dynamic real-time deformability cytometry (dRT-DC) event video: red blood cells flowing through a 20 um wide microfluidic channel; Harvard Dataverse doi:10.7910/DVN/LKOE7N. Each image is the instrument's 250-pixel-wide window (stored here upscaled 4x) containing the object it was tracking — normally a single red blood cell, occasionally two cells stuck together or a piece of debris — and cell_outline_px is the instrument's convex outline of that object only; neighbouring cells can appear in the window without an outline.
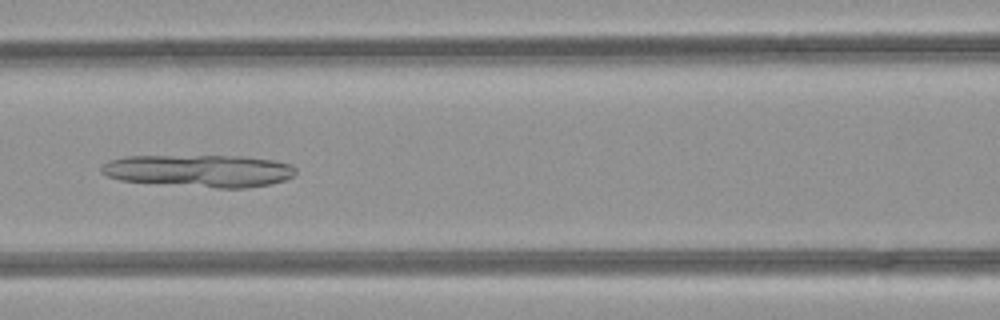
{"species": "common noctule bat (a hibernating species)", "species_latin": "Nyctalus noctula", "temperature_condition": "room temperature", "stored_images_in_passage": 45, "camera_frame_rate_fps": 3000, "um_per_image_px": 0.085, "animal": {"sex": "female", "body_mass_g": 21.9}, "frame": {"image": 1, "passage_image": 18, "time_ms": 5.667, "image_size_px": [1000, 320], "cell_outline_px": [[296, 172], [292, 176], [284, 180], [268, 184], [244, 188], [216, 188], [120, 180], [108, 176], [100, 172], [100, 168], [104, 164], [112, 160], [124, 156], [244, 156], [272, 160], [292, 164], [296, 168]], "centroid_in_image_um": [16.96, 14.51], "position_along_channel_um": 149.6, "area_um2": 36.47}}
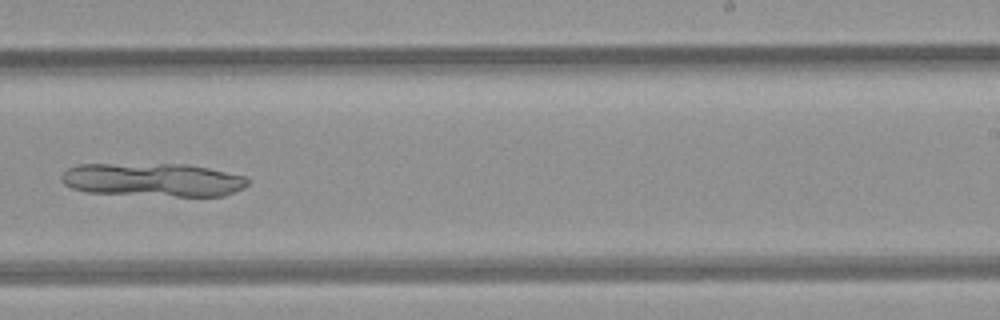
{"frame": {"image": 2, "passage_image": 27, "time_ms": 8.667, "image_size_px": [1000, 320], "cell_outline_px": [[248, 184], [244, 188], [224, 196], [176, 196], [88, 192], [72, 188], [64, 184], [60, 180], [60, 176], [68, 168], [76, 164], [188, 164], [208, 168], [244, 176], [248, 180]], "centroid_in_image_um": [12.99, 15.28], "position_along_channel_um": 276.0, "area_um2": 36.3}}
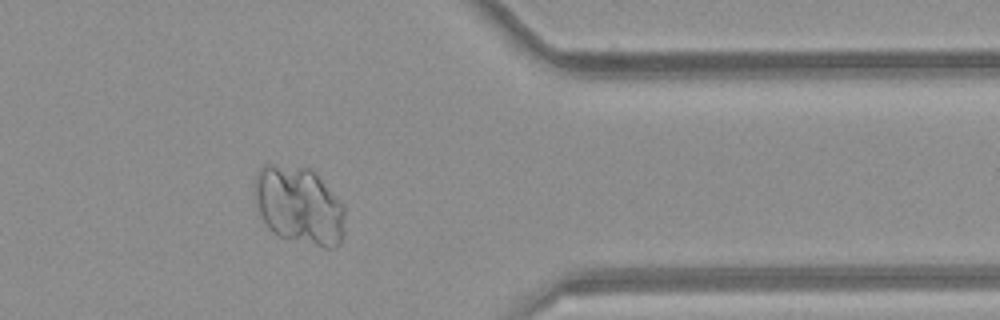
{"frame": {"image": 3, "passage_image": 36, "time_ms": 11.667, "image_size_px": [1000, 320], "cell_outline_px": [[344, 236], [340, 244], [336, 248], [324, 248], [280, 236], [268, 228], [260, 220], [256, 208], [256, 172], [264, 164], [272, 164], [308, 168], [344, 204]], "centroid_in_image_um": [25.42, 17.5], "position_along_channel_um": 386.0, "area_um2": 40.98}}